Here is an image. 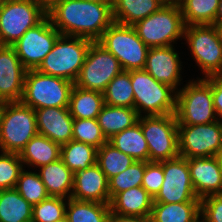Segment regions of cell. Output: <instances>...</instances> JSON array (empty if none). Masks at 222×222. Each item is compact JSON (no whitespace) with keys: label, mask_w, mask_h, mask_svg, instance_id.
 Returning <instances> with one entry per match:
<instances>
[{"label":"cell","mask_w":222,"mask_h":222,"mask_svg":"<svg viewBox=\"0 0 222 222\" xmlns=\"http://www.w3.org/2000/svg\"><path fill=\"white\" fill-rule=\"evenodd\" d=\"M112 4L89 0H61L47 11V16L61 35L95 42L114 22Z\"/></svg>","instance_id":"cell-1"},{"label":"cell","mask_w":222,"mask_h":222,"mask_svg":"<svg viewBox=\"0 0 222 222\" xmlns=\"http://www.w3.org/2000/svg\"><path fill=\"white\" fill-rule=\"evenodd\" d=\"M134 109L139 116L166 115L176 112L177 90L158 82L145 69L130 70ZM142 113V114H141Z\"/></svg>","instance_id":"cell-2"},{"label":"cell","mask_w":222,"mask_h":222,"mask_svg":"<svg viewBox=\"0 0 222 222\" xmlns=\"http://www.w3.org/2000/svg\"><path fill=\"white\" fill-rule=\"evenodd\" d=\"M92 42L86 38L61 35L37 70L74 83Z\"/></svg>","instance_id":"cell-3"},{"label":"cell","mask_w":222,"mask_h":222,"mask_svg":"<svg viewBox=\"0 0 222 222\" xmlns=\"http://www.w3.org/2000/svg\"><path fill=\"white\" fill-rule=\"evenodd\" d=\"M38 134L35 110L19 102H7L0 120V151L17 153Z\"/></svg>","instance_id":"cell-4"},{"label":"cell","mask_w":222,"mask_h":222,"mask_svg":"<svg viewBox=\"0 0 222 222\" xmlns=\"http://www.w3.org/2000/svg\"><path fill=\"white\" fill-rule=\"evenodd\" d=\"M178 125L209 124L219 120L213 106L212 87L204 79L190 80L177 91Z\"/></svg>","instance_id":"cell-5"},{"label":"cell","mask_w":222,"mask_h":222,"mask_svg":"<svg viewBox=\"0 0 222 222\" xmlns=\"http://www.w3.org/2000/svg\"><path fill=\"white\" fill-rule=\"evenodd\" d=\"M74 83L46 75L37 69L26 71L21 102L34 110L48 107H68Z\"/></svg>","instance_id":"cell-6"},{"label":"cell","mask_w":222,"mask_h":222,"mask_svg":"<svg viewBox=\"0 0 222 222\" xmlns=\"http://www.w3.org/2000/svg\"><path fill=\"white\" fill-rule=\"evenodd\" d=\"M97 42L118 59L124 71L145 68L149 47L133 26L113 22Z\"/></svg>","instance_id":"cell-7"},{"label":"cell","mask_w":222,"mask_h":222,"mask_svg":"<svg viewBox=\"0 0 222 222\" xmlns=\"http://www.w3.org/2000/svg\"><path fill=\"white\" fill-rule=\"evenodd\" d=\"M132 26L149 48L173 46L183 38L185 28L181 8L165 5Z\"/></svg>","instance_id":"cell-8"},{"label":"cell","mask_w":222,"mask_h":222,"mask_svg":"<svg viewBox=\"0 0 222 222\" xmlns=\"http://www.w3.org/2000/svg\"><path fill=\"white\" fill-rule=\"evenodd\" d=\"M138 123L149 148V161L161 162L179 156L178 122L175 113L139 116Z\"/></svg>","instance_id":"cell-9"},{"label":"cell","mask_w":222,"mask_h":222,"mask_svg":"<svg viewBox=\"0 0 222 222\" xmlns=\"http://www.w3.org/2000/svg\"><path fill=\"white\" fill-rule=\"evenodd\" d=\"M46 16L33 0H5L0 5V45L12 46Z\"/></svg>","instance_id":"cell-10"},{"label":"cell","mask_w":222,"mask_h":222,"mask_svg":"<svg viewBox=\"0 0 222 222\" xmlns=\"http://www.w3.org/2000/svg\"><path fill=\"white\" fill-rule=\"evenodd\" d=\"M183 38L204 78L222 73V40L215 25H187Z\"/></svg>","instance_id":"cell-11"},{"label":"cell","mask_w":222,"mask_h":222,"mask_svg":"<svg viewBox=\"0 0 222 222\" xmlns=\"http://www.w3.org/2000/svg\"><path fill=\"white\" fill-rule=\"evenodd\" d=\"M122 71L118 59L95 41L90 44L74 85L86 90L103 92L110 81Z\"/></svg>","instance_id":"cell-12"},{"label":"cell","mask_w":222,"mask_h":222,"mask_svg":"<svg viewBox=\"0 0 222 222\" xmlns=\"http://www.w3.org/2000/svg\"><path fill=\"white\" fill-rule=\"evenodd\" d=\"M178 142L179 155L187 159L218 156L222 147V120L178 125Z\"/></svg>","instance_id":"cell-13"},{"label":"cell","mask_w":222,"mask_h":222,"mask_svg":"<svg viewBox=\"0 0 222 222\" xmlns=\"http://www.w3.org/2000/svg\"><path fill=\"white\" fill-rule=\"evenodd\" d=\"M60 36V32L46 16L39 24L28 29L12 46L27 70L37 69Z\"/></svg>","instance_id":"cell-14"},{"label":"cell","mask_w":222,"mask_h":222,"mask_svg":"<svg viewBox=\"0 0 222 222\" xmlns=\"http://www.w3.org/2000/svg\"><path fill=\"white\" fill-rule=\"evenodd\" d=\"M160 163L163 166L164 181L154 202H200L191 182L187 158L179 155Z\"/></svg>","instance_id":"cell-15"},{"label":"cell","mask_w":222,"mask_h":222,"mask_svg":"<svg viewBox=\"0 0 222 222\" xmlns=\"http://www.w3.org/2000/svg\"><path fill=\"white\" fill-rule=\"evenodd\" d=\"M27 69L13 46L0 45V100L19 102L23 96Z\"/></svg>","instance_id":"cell-16"},{"label":"cell","mask_w":222,"mask_h":222,"mask_svg":"<svg viewBox=\"0 0 222 222\" xmlns=\"http://www.w3.org/2000/svg\"><path fill=\"white\" fill-rule=\"evenodd\" d=\"M188 167L198 199L222 194V165L218 156L189 158Z\"/></svg>","instance_id":"cell-17"},{"label":"cell","mask_w":222,"mask_h":222,"mask_svg":"<svg viewBox=\"0 0 222 222\" xmlns=\"http://www.w3.org/2000/svg\"><path fill=\"white\" fill-rule=\"evenodd\" d=\"M181 61L173 46L150 47L147 53L145 70L158 82L167 84L177 91L181 84Z\"/></svg>","instance_id":"cell-18"},{"label":"cell","mask_w":222,"mask_h":222,"mask_svg":"<svg viewBox=\"0 0 222 222\" xmlns=\"http://www.w3.org/2000/svg\"><path fill=\"white\" fill-rule=\"evenodd\" d=\"M71 198L110 204L108 179L97 163L74 173Z\"/></svg>","instance_id":"cell-19"},{"label":"cell","mask_w":222,"mask_h":222,"mask_svg":"<svg viewBox=\"0 0 222 222\" xmlns=\"http://www.w3.org/2000/svg\"><path fill=\"white\" fill-rule=\"evenodd\" d=\"M38 134L63 145L72 140L73 117L68 107H48L35 110Z\"/></svg>","instance_id":"cell-20"},{"label":"cell","mask_w":222,"mask_h":222,"mask_svg":"<svg viewBox=\"0 0 222 222\" xmlns=\"http://www.w3.org/2000/svg\"><path fill=\"white\" fill-rule=\"evenodd\" d=\"M154 198L137 186L117 193L110 201V210L115 214L150 217Z\"/></svg>","instance_id":"cell-21"},{"label":"cell","mask_w":222,"mask_h":222,"mask_svg":"<svg viewBox=\"0 0 222 222\" xmlns=\"http://www.w3.org/2000/svg\"><path fill=\"white\" fill-rule=\"evenodd\" d=\"M39 168L38 175L50 196L71 198L74 173L61 159Z\"/></svg>","instance_id":"cell-22"},{"label":"cell","mask_w":222,"mask_h":222,"mask_svg":"<svg viewBox=\"0 0 222 222\" xmlns=\"http://www.w3.org/2000/svg\"><path fill=\"white\" fill-rule=\"evenodd\" d=\"M24 166L41 167L60 159L61 145L53 142L44 135H35L20 152Z\"/></svg>","instance_id":"cell-23"},{"label":"cell","mask_w":222,"mask_h":222,"mask_svg":"<svg viewBox=\"0 0 222 222\" xmlns=\"http://www.w3.org/2000/svg\"><path fill=\"white\" fill-rule=\"evenodd\" d=\"M103 105V92L73 85L68 105L73 119H97Z\"/></svg>","instance_id":"cell-24"},{"label":"cell","mask_w":222,"mask_h":222,"mask_svg":"<svg viewBox=\"0 0 222 222\" xmlns=\"http://www.w3.org/2000/svg\"><path fill=\"white\" fill-rule=\"evenodd\" d=\"M163 4L159 0H113L114 22L134 25L159 10Z\"/></svg>","instance_id":"cell-25"},{"label":"cell","mask_w":222,"mask_h":222,"mask_svg":"<svg viewBox=\"0 0 222 222\" xmlns=\"http://www.w3.org/2000/svg\"><path fill=\"white\" fill-rule=\"evenodd\" d=\"M139 115L134 108L114 107L104 104L97 121L106 139L138 122Z\"/></svg>","instance_id":"cell-26"},{"label":"cell","mask_w":222,"mask_h":222,"mask_svg":"<svg viewBox=\"0 0 222 222\" xmlns=\"http://www.w3.org/2000/svg\"><path fill=\"white\" fill-rule=\"evenodd\" d=\"M108 142L119 151L131 156L136 161L149 162V148L140 124L114 134Z\"/></svg>","instance_id":"cell-27"},{"label":"cell","mask_w":222,"mask_h":222,"mask_svg":"<svg viewBox=\"0 0 222 222\" xmlns=\"http://www.w3.org/2000/svg\"><path fill=\"white\" fill-rule=\"evenodd\" d=\"M200 215V202H153L151 222H193Z\"/></svg>","instance_id":"cell-28"},{"label":"cell","mask_w":222,"mask_h":222,"mask_svg":"<svg viewBox=\"0 0 222 222\" xmlns=\"http://www.w3.org/2000/svg\"><path fill=\"white\" fill-rule=\"evenodd\" d=\"M32 205L13 189L0 190V222H31Z\"/></svg>","instance_id":"cell-29"},{"label":"cell","mask_w":222,"mask_h":222,"mask_svg":"<svg viewBox=\"0 0 222 222\" xmlns=\"http://www.w3.org/2000/svg\"><path fill=\"white\" fill-rule=\"evenodd\" d=\"M110 205L95 201L68 199L65 217L68 222H108Z\"/></svg>","instance_id":"cell-30"},{"label":"cell","mask_w":222,"mask_h":222,"mask_svg":"<svg viewBox=\"0 0 222 222\" xmlns=\"http://www.w3.org/2000/svg\"><path fill=\"white\" fill-rule=\"evenodd\" d=\"M60 159L73 173L82 171L96 163L97 148L71 140L61 145Z\"/></svg>","instance_id":"cell-31"},{"label":"cell","mask_w":222,"mask_h":222,"mask_svg":"<svg viewBox=\"0 0 222 222\" xmlns=\"http://www.w3.org/2000/svg\"><path fill=\"white\" fill-rule=\"evenodd\" d=\"M220 0H185L180 6L187 25H215Z\"/></svg>","instance_id":"cell-32"},{"label":"cell","mask_w":222,"mask_h":222,"mask_svg":"<svg viewBox=\"0 0 222 222\" xmlns=\"http://www.w3.org/2000/svg\"><path fill=\"white\" fill-rule=\"evenodd\" d=\"M104 104L114 107L134 108V92L130 71L115 76L103 91Z\"/></svg>","instance_id":"cell-33"},{"label":"cell","mask_w":222,"mask_h":222,"mask_svg":"<svg viewBox=\"0 0 222 222\" xmlns=\"http://www.w3.org/2000/svg\"><path fill=\"white\" fill-rule=\"evenodd\" d=\"M134 161L136 160L119 151L108 141L97 149L96 163L105 173L108 180L126 170Z\"/></svg>","instance_id":"cell-34"},{"label":"cell","mask_w":222,"mask_h":222,"mask_svg":"<svg viewBox=\"0 0 222 222\" xmlns=\"http://www.w3.org/2000/svg\"><path fill=\"white\" fill-rule=\"evenodd\" d=\"M15 189L32 206L40 203L50 195L37 172L25 171L22 169Z\"/></svg>","instance_id":"cell-35"},{"label":"cell","mask_w":222,"mask_h":222,"mask_svg":"<svg viewBox=\"0 0 222 222\" xmlns=\"http://www.w3.org/2000/svg\"><path fill=\"white\" fill-rule=\"evenodd\" d=\"M145 161H134L126 170L108 180L110 201L119 192L142 186Z\"/></svg>","instance_id":"cell-36"},{"label":"cell","mask_w":222,"mask_h":222,"mask_svg":"<svg viewBox=\"0 0 222 222\" xmlns=\"http://www.w3.org/2000/svg\"><path fill=\"white\" fill-rule=\"evenodd\" d=\"M67 202V198L49 196L40 203L32 206L31 222H55L61 220L65 217Z\"/></svg>","instance_id":"cell-37"},{"label":"cell","mask_w":222,"mask_h":222,"mask_svg":"<svg viewBox=\"0 0 222 222\" xmlns=\"http://www.w3.org/2000/svg\"><path fill=\"white\" fill-rule=\"evenodd\" d=\"M72 140L92 145L97 149L108 141L97 119H74Z\"/></svg>","instance_id":"cell-38"},{"label":"cell","mask_w":222,"mask_h":222,"mask_svg":"<svg viewBox=\"0 0 222 222\" xmlns=\"http://www.w3.org/2000/svg\"><path fill=\"white\" fill-rule=\"evenodd\" d=\"M0 154V190L16 187L19 174L24 168L20 155L17 153L1 152Z\"/></svg>","instance_id":"cell-39"},{"label":"cell","mask_w":222,"mask_h":222,"mask_svg":"<svg viewBox=\"0 0 222 222\" xmlns=\"http://www.w3.org/2000/svg\"><path fill=\"white\" fill-rule=\"evenodd\" d=\"M164 181L163 166L160 162H145L142 187L155 198Z\"/></svg>","instance_id":"cell-40"},{"label":"cell","mask_w":222,"mask_h":222,"mask_svg":"<svg viewBox=\"0 0 222 222\" xmlns=\"http://www.w3.org/2000/svg\"><path fill=\"white\" fill-rule=\"evenodd\" d=\"M200 215L204 222H222V194L202 198L200 200Z\"/></svg>","instance_id":"cell-41"},{"label":"cell","mask_w":222,"mask_h":222,"mask_svg":"<svg viewBox=\"0 0 222 222\" xmlns=\"http://www.w3.org/2000/svg\"><path fill=\"white\" fill-rule=\"evenodd\" d=\"M212 87L213 106L219 120H222V73L204 78Z\"/></svg>","instance_id":"cell-42"},{"label":"cell","mask_w":222,"mask_h":222,"mask_svg":"<svg viewBox=\"0 0 222 222\" xmlns=\"http://www.w3.org/2000/svg\"><path fill=\"white\" fill-rule=\"evenodd\" d=\"M108 222H151L150 217L120 215L113 212L110 213Z\"/></svg>","instance_id":"cell-43"},{"label":"cell","mask_w":222,"mask_h":222,"mask_svg":"<svg viewBox=\"0 0 222 222\" xmlns=\"http://www.w3.org/2000/svg\"><path fill=\"white\" fill-rule=\"evenodd\" d=\"M36 4L40 5L46 12L49 11L56 3L61 0H33Z\"/></svg>","instance_id":"cell-44"},{"label":"cell","mask_w":222,"mask_h":222,"mask_svg":"<svg viewBox=\"0 0 222 222\" xmlns=\"http://www.w3.org/2000/svg\"><path fill=\"white\" fill-rule=\"evenodd\" d=\"M165 6H178L180 7L185 0H159Z\"/></svg>","instance_id":"cell-45"},{"label":"cell","mask_w":222,"mask_h":222,"mask_svg":"<svg viewBox=\"0 0 222 222\" xmlns=\"http://www.w3.org/2000/svg\"><path fill=\"white\" fill-rule=\"evenodd\" d=\"M219 22H222V0L219 2L218 11L215 17V25Z\"/></svg>","instance_id":"cell-46"},{"label":"cell","mask_w":222,"mask_h":222,"mask_svg":"<svg viewBox=\"0 0 222 222\" xmlns=\"http://www.w3.org/2000/svg\"><path fill=\"white\" fill-rule=\"evenodd\" d=\"M215 26L217 27L219 36L222 40V22L217 23Z\"/></svg>","instance_id":"cell-47"},{"label":"cell","mask_w":222,"mask_h":222,"mask_svg":"<svg viewBox=\"0 0 222 222\" xmlns=\"http://www.w3.org/2000/svg\"><path fill=\"white\" fill-rule=\"evenodd\" d=\"M5 103L6 102L0 100V120H1V114H2L3 108L5 106Z\"/></svg>","instance_id":"cell-48"},{"label":"cell","mask_w":222,"mask_h":222,"mask_svg":"<svg viewBox=\"0 0 222 222\" xmlns=\"http://www.w3.org/2000/svg\"><path fill=\"white\" fill-rule=\"evenodd\" d=\"M89 1H96L101 3H113V0H89Z\"/></svg>","instance_id":"cell-49"},{"label":"cell","mask_w":222,"mask_h":222,"mask_svg":"<svg viewBox=\"0 0 222 222\" xmlns=\"http://www.w3.org/2000/svg\"><path fill=\"white\" fill-rule=\"evenodd\" d=\"M201 219V220H200ZM193 222H204L203 218L201 215H199Z\"/></svg>","instance_id":"cell-50"},{"label":"cell","mask_w":222,"mask_h":222,"mask_svg":"<svg viewBox=\"0 0 222 222\" xmlns=\"http://www.w3.org/2000/svg\"><path fill=\"white\" fill-rule=\"evenodd\" d=\"M218 157H219L221 165H222V147H221L220 153L218 154Z\"/></svg>","instance_id":"cell-51"},{"label":"cell","mask_w":222,"mask_h":222,"mask_svg":"<svg viewBox=\"0 0 222 222\" xmlns=\"http://www.w3.org/2000/svg\"><path fill=\"white\" fill-rule=\"evenodd\" d=\"M55 222H68V221H67V218L64 217V218H62L61 220H58V221H55Z\"/></svg>","instance_id":"cell-52"}]
</instances>
